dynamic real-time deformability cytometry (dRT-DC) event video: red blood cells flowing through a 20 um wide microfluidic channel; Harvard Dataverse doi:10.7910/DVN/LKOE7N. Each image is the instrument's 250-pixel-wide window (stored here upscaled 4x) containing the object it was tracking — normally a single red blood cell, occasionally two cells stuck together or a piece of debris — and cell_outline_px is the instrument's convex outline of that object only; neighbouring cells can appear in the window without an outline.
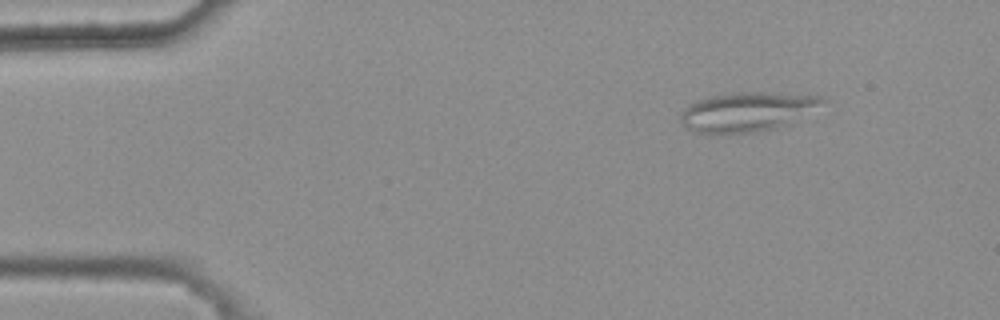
{"species": "common noctule bat (a hibernating species)", "species_latin": "Nyctalus noctula", "temperature_condition": "warm", "stored_images_in_passage": 3, "camera_frame_rate_fps": 3000, "um_per_image_px": 0.085, "animal": {"sex": "female", "body_mass_g": 25.1}, "frame": {"image": 1, "passage_image": 1, "time_ms": 0.0, "image_size_px": [1000, 320], "cell_outline_px": [[828, 100], [776, 128], [756, 132], [696, 132], [688, 128], [680, 120], [680, 116], [684, 108], [688, 104], [696, 100], [708, 96], [740, 92], [764, 92], [820, 96]], "centroid_in_image_um": [63.42, 9.47], "position_along_channel_um": 21.6, "area_um2": 31.44}}